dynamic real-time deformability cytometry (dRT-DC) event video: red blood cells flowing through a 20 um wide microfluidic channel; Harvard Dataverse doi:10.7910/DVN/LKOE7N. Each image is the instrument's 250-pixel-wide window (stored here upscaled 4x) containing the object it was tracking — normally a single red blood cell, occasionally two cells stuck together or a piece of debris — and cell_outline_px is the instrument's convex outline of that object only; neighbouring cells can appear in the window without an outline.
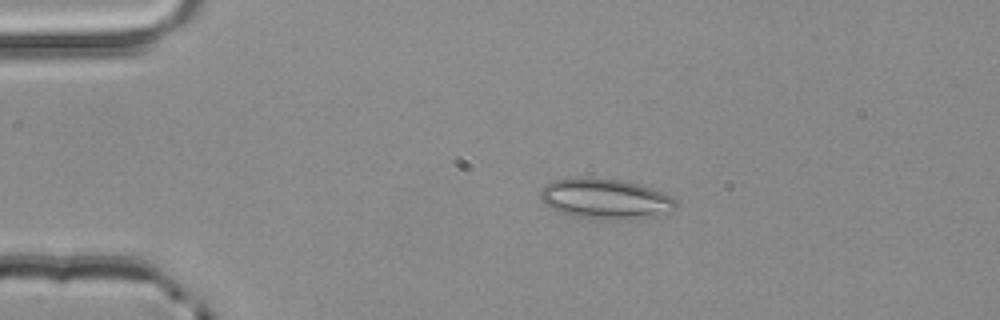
{"species": "common noctule bat (a hibernating species)", "species_latin": "Nyctalus noctula", "temperature_condition": "room temperature", "stored_images_in_passage": 2, "camera_frame_rate_fps": 3000, "um_per_image_px": 0.085, "animal": {"sex": "male", "body_mass_g": 20.4}, "frame": {"image": 1, "passage_image": 1, "time_ms": 0.0, "image_size_px": [1000, 320], "cell_outline_px": [[680, 204], [672, 212], [632, 220], [604, 220], [576, 216], [560, 212], [544, 204], [540, 196], [540, 192], [544, 184], [552, 180], [584, 176], [624, 180], [652, 188], [672, 196]], "centroid_in_image_um": [51.49, 16.89], "position_along_channel_um": 33.5, "area_um2": 32.54}}